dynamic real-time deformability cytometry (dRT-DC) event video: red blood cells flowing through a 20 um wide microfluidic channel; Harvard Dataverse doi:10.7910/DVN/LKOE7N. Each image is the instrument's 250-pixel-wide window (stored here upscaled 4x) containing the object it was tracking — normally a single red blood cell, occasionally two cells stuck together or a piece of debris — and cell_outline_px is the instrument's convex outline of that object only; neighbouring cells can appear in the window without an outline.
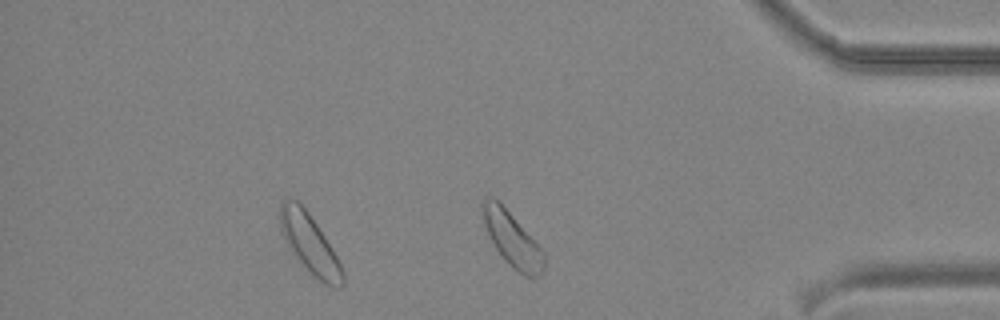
{"species": "common noctule bat (a hibernating species)", "species_latin": "Nyctalus noctula", "temperature_condition": "cold", "stored_images_in_passage": 32, "segment_of_instrument_passage": [2, 2], "camera_frame_rate_fps": 3000, "um_per_image_px": 0.085, "animal": {"sex": "male", "body_mass_g": 19.2, "forearm_length_mm": 51.8}, "frame": {"image": 1, "passage_image": 32, "time_ms": 10.333, "image_size_px": [1000, 320], "cell_outline_px": [[544, 268], [540, 276], [524, 276], [512, 268], [508, 264], [496, 248], [484, 224], [480, 204], [488, 196], [492, 196], [500, 200], [544, 252]], "centroid_in_image_um": [43.52, 20.3], "position_along_channel_um": 391.7, "area_um2": 19.36}}